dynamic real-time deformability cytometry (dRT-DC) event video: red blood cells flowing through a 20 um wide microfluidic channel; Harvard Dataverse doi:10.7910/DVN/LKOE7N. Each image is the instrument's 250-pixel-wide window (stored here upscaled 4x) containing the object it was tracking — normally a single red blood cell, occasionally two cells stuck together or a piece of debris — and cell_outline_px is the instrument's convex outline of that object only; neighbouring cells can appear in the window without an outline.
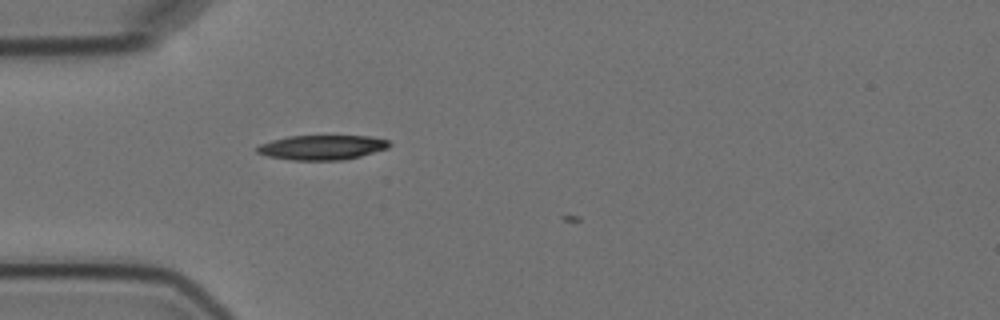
{"species": "Egyptian fruit bat (a non-hibernating species)", "species_latin": "Rousettus aegyptiacus", "temperature_condition": "cold", "stored_images_in_passage": 1, "camera_frame_rate_fps": 3000, "um_per_image_px": 0.085, "animal": {"sex": "female"}, "frame": {"image": 1, "passage_image": 1, "time_ms": 0.0, "image_size_px": [1000, 320], "cell_outline_px": [[392, 144], [388, 148], [360, 156], [344, 160], [292, 160], [268, 156], [256, 152], [256, 148], [260, 144], [272, 140], [288, 136], [368, 136], [388, 140]], "centroid_in_image_um": [27.37, 12.53], "position_along_channel_um": 57.6, "area_um2": 18.96}}